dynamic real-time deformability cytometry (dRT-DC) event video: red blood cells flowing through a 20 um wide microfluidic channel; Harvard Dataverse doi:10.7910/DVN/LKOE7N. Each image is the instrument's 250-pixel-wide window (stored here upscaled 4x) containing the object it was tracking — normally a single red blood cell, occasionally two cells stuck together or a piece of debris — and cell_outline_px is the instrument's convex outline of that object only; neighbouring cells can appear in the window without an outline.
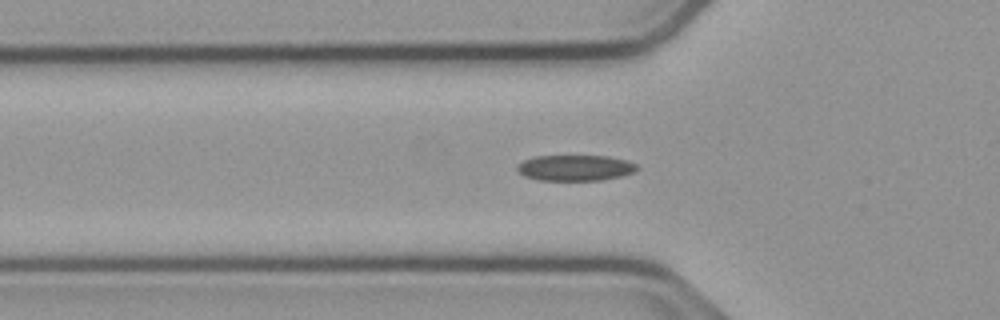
{"species": "common noctule bat (a hibernating species)", "species_latin": "Nyctalus noctula", "temperature_condition": "cold", "stored_images_in_passage": 47, "camera_frame_rate_fps": 3000, "um_per_image_px": 0.085, "animal": {"sex": "male", "body_mass_g": 23.1, "forearm_length_mm": 52.7}, "frame": {"image": 1, "passage_image": 17, "time_ms": 5.333, "image_size_px": [1000, 320], "cell_outline_px": [[636, 168], [632, 172], [620, 176], [600, 180], [540, 180], [524, 176], [516, 172], [516, 164], [524, 160], [536, 156], [608, 156], [628, 160], [636, 164]], "centroid_in_image_um": [48.83, 14.26], "position_along_channel_um": 77.0, "area_um2": 17.98}}
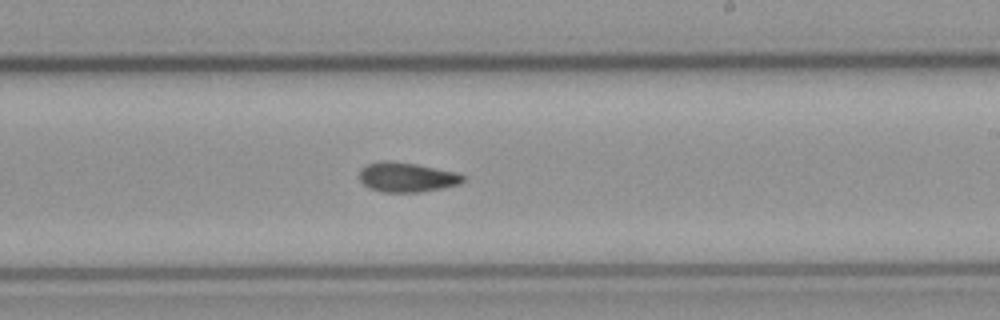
{"frame": {"image": 2, "passage_image": 31, "time_ms": 10.0, "image_size_px": [1000, 320], "cell_outline_px": [[464, 180], [460, 184], [420, 192], [384, 192], [368, 188], [360, 180], [360, 168], [364, 164], [376, 160], [392, 160], [416, 164], [456, 172], [464, 176]], "centroid_in_image_um": [34.51, 15.04], "position_along_channel_um": 254.5, "area_um2": 18.09}}
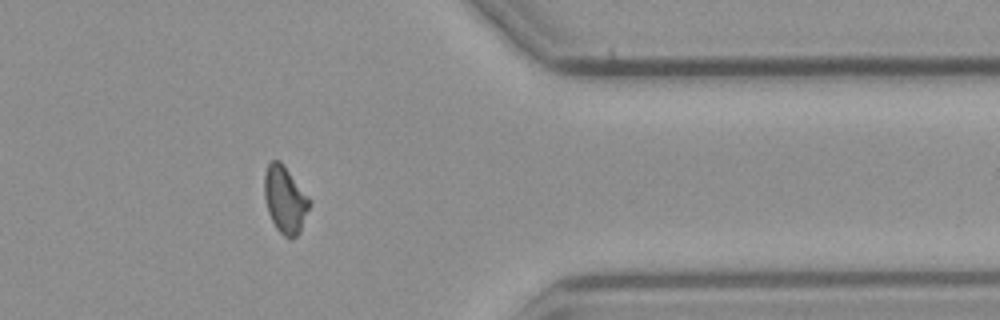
{"frame": {"image": 3, "passage_image": 43, "time_ms": 14.0, "image_size_px": [1000, 320], "cell_outline_px": [[312, 204], [300, 232], [292, 240], [284, 236], [276, 228], [268, 212], [264, 196], [264, 176], [268, 164], [272, 160], [280, 160], [312, 200]], "centroid_in_image_um": [24.26, 16.98], "position_along_channel_um": 387.1, "area_um2": 17.86}}